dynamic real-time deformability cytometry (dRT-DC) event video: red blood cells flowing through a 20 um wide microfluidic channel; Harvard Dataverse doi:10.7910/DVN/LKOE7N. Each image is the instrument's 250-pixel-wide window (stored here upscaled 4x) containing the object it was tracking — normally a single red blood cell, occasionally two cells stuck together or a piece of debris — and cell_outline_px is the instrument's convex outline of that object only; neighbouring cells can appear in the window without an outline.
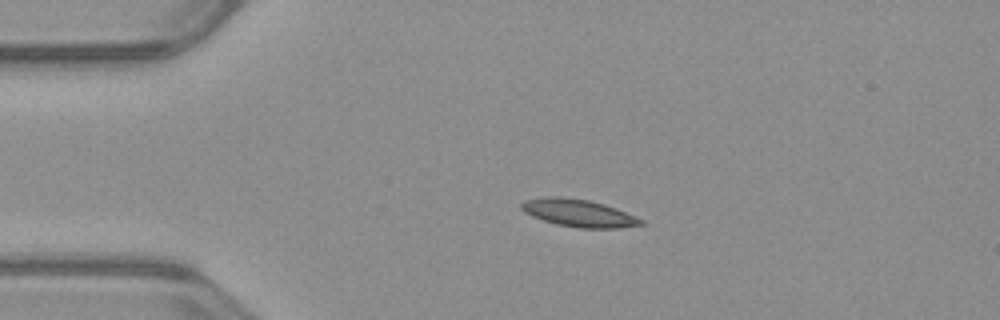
{"species": "common noctule bat (a hibernating species)", "species_latin": "Nyctalus noctula", "temperature_condition": "warm", "stored_images_in_passage": 51, "camera_frame_rate_fps": 3000, "um_per_image_px": 0.085, "animal": {"sex": "male", "body_mass_g": 23.1, "forearm_length_mm": 52.7}, "frame": {"image": 1, "passage_image": 11, "time_ms": 3.333, "image_size_px": [1000, 320], "cell_outline_px": [[644, 224], [620, 228], [580, 228], [556, 224], [532, 216], [524, 212], [520, 208], [520, 204], [524, 200], [548, 196], [556, 196], [588, 200], [604, 204], [616, 208], [644, 220]], "centroid_in_image_um": [49.17, 18.11], "position_along_channel_um": 35.8, "area_um2": 19.07}}
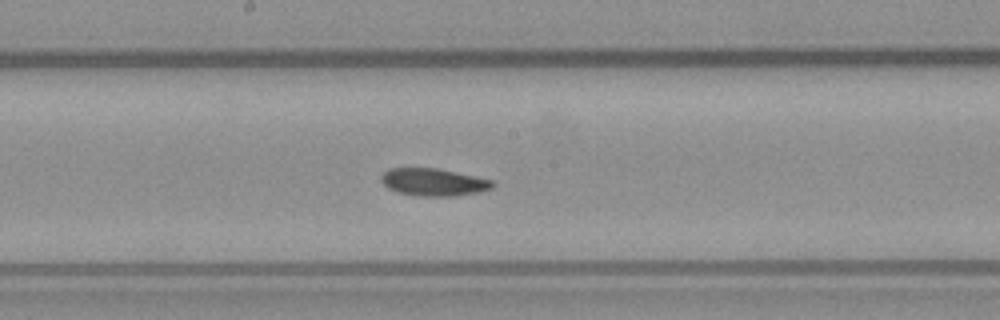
{"frame": {"image": 2, "passage_image": 27, "time_ms": 8.667, "image_size_px": [1000, 320], "cell_outline_px": [[496, 184], [492, 188], [480, 192], [456, 196], [420, 196], [396, 192], [388, 188], [380, 180], [380, 176], [388, 168], [436, 168], [476, 176], [492, 180]], "centroid_in_image_um": [36.85, 15.48], "position_along_channel_um": 211.3, "area_um2": 17.98}}
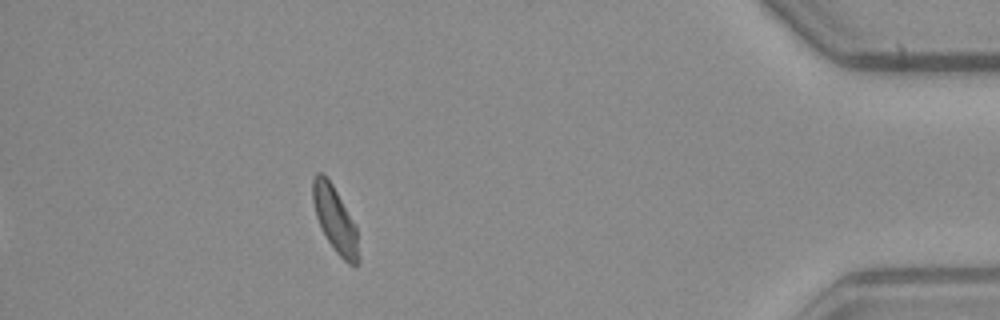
{"frame": {"image": 3, "passage_image": 46, "time_ms": 15.0, "image_size_px": [1000, 320], "cell_outline_px": [[360, 260], [356, 264], [348, 264], [336, 252], [328, 240], [316, 216], [312, 200], [312, 180], [316, 172], [324, 172], [332, 184], [356, 224], [360, 256]], "centroid_in_image_um": [28.49, 18.63], "position_along_channel_um": 406.7, "area_um2": 17.57}, "authors_computed_cell_mechanics": {"area_um2": 17.918, "velocity_mm_per_s": 3.977, "shape_relaxation_time_tau1_ms": 9.0041, "shape_relaxation_time_tau2_ms": null, "deformation_change_tau1": 0.1607, "deformation_change_tau2": null}}